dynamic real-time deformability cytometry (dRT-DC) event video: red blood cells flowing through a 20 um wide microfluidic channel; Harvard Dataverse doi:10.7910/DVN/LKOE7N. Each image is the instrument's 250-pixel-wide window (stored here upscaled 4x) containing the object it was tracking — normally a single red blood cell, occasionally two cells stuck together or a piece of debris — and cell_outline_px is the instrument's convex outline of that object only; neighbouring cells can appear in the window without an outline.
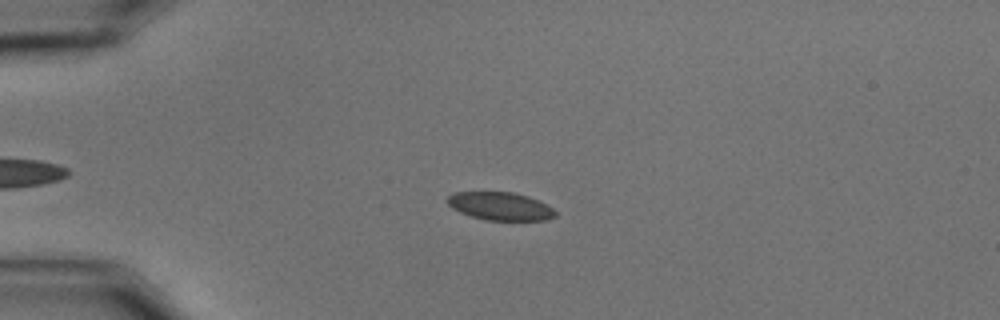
{"species": "common noctule bat (a hibernating species)", "species_latin": "Nyctalus noctula", "temperature_condition": "cold", "stored_images_in_passage": 51, "camera_frame_rate_fps": 3000, "um_per_image_px": 0.085, "animal": {"sex": "male", "body_mass_g": 15.6}, "frame": {"image": 1, "passage_image": 16, "time_ms": 5.0, "image_size_px": [1000, 320], "cell_outline_px": [[556, 216], [544, 220], [484, 220], [460, 212], [452, 208], [444, 200], [452, 192], [512, 192], [528, 196], [552, 208], [556, 212]], "centroid_in_image_um": [42.46, 17.52], "position_along_channel_um": 42.5, "area_um2": 17.57}}
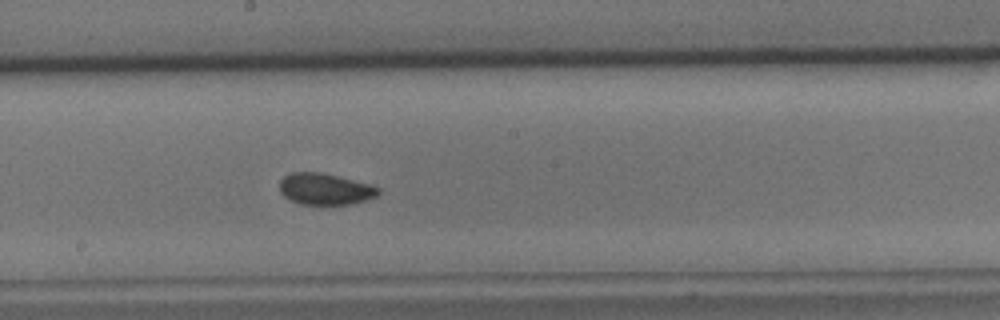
{"frame": {"image": 2, "passage_image": 34, "time_ms": 11.0, "image_size_px": [1000, 320], "cell_outline_px": [[380, 192], [376, 196], [352, 204], [300, 204], [284, 196], [280, 192], [280, 180], [284, 176], [292, 172], [320, 172], [368, 184], [380, 188]], "centroid_in_image_um": [27.6, 16.07], "position_along_channel_um": 220.6, "area_um2": 17.8}}
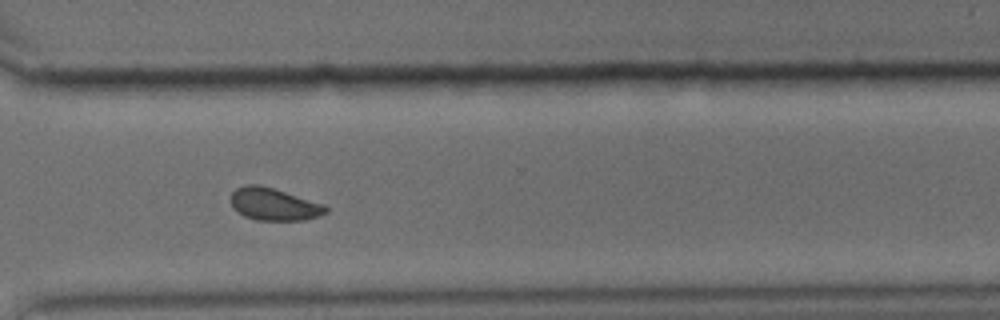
{"frame": {"image": 3, "passage_image": 45, "time_ms": 14.667, "image_size_px": [1000, 320], "cell_outline_px": [[328, 212], [320, 216], [304, 220], [256, 220], [244, 216], [232, 208], [232, 192], [236, 188], [244, 184], [256, 184], [272, 188], [324, 204], [328, 208]], "centroid_in_image_um": [23.28, 17.37], "position_along_channel_um": 347.3, "area_um2": 17.86}, "authors_computed_cell_mechanics": {"area_um2": 18.7272, "velocity_mm_per_s": 3.4605, "shape_relaxation_time_tau1_ms": 7.0118, "shape_relaxation_time_tau2_ms": 0.8082, "deformation_change_tau1": 0.089, "deformation_change_tau2": 0.0472}}